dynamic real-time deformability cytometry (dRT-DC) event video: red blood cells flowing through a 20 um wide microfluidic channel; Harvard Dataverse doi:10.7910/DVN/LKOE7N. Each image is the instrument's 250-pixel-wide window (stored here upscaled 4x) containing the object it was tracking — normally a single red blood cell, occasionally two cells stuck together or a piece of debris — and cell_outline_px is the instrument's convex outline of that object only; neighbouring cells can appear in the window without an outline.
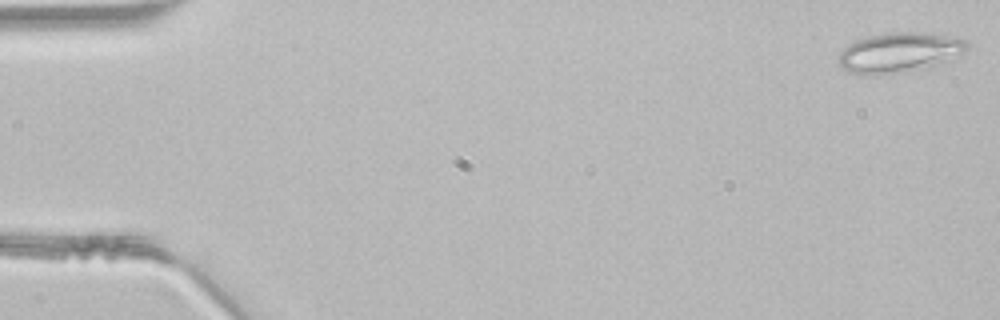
{"species": "common noctule bat (a hibernating species)", "species_latin": "Nyctalus noctula", "temperature_condition": "room temperature", "stored_images_in_passage": 46, "segment_of_instrument_passage": [1, 2], "camera_frame_rate_fps": 3000, "um_per_image_px": 0.085, "animal": {"sex": "male", "body_mass_g": 21.5, "forearm_length_mm": 52.0}, "frame": {"image": 1, "passage_image": 1, "time_ms": 0.0, "image_size_px": [1000, 320], "cell_outline_px": [[968, 48], [964, 52], [936, 64], [920, 68], [880, 76], [864, 76], [852, 72], [844, 68], [836, 60], [840, 52], [848, 44], [856, 40], [868, 36], [888, 32], [932, 32], [968, 40]], "centroid_in_image_um": [76.4, 4.45], "position_along_channel_um": 8.6, "area_um2": 30.0}}
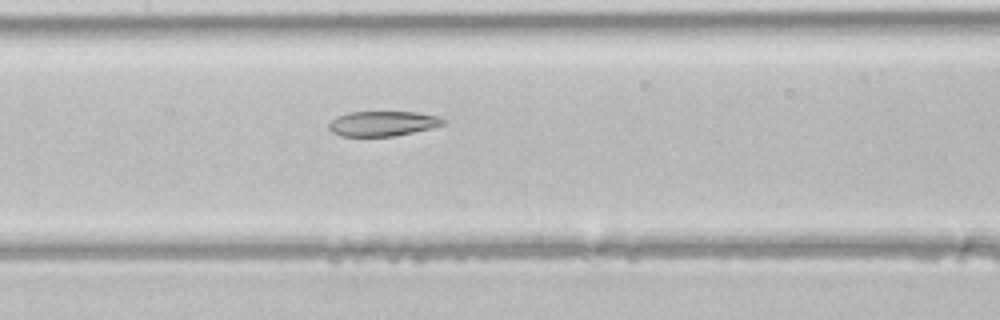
{"frame": {"image": 2, "passage_image": 22, "time_ms": 7.0, "image_size_px": [1000, 320], "cell_outline_px": [[448, 120], [444, 124], [432, 128], [392, 136], [340, 136], [332, 132], [328, 128], [328, 124], [336, 116], [348, 112], [416, 112], [440, 116]], "centroid_in_image_um": [32.54, 10.49], "position_along_channel_um": 174.9, "area_um2": 16.76}}
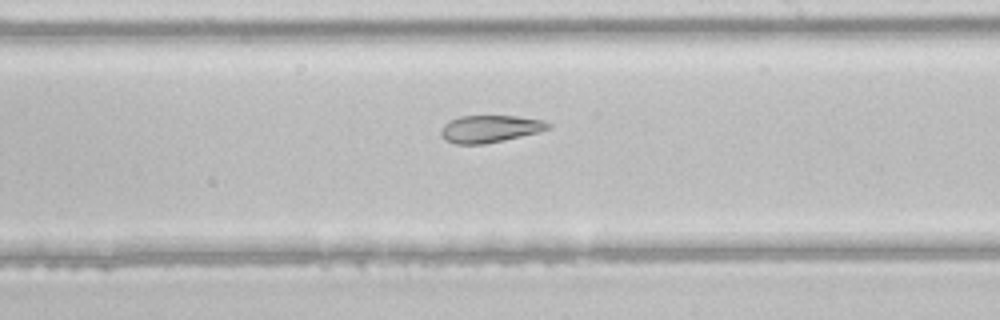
{"frame": {"image": 3, "passage_image": 27, "time_ms": 8.667, "image_size_px": [1000, 320], "cell_outline_px": [[552, 128], [540, 132], [504, 140], [484, 144], [456, 144], [444, 140], [440, 132], [440, 128], [448, 120], [460, 116], [516, 116], [544, 120], [552, 124]], "centroid_in_image_um": [41.65, 10.95], "position_along_channel_um": 247.3, "area_um2": 17.28}}